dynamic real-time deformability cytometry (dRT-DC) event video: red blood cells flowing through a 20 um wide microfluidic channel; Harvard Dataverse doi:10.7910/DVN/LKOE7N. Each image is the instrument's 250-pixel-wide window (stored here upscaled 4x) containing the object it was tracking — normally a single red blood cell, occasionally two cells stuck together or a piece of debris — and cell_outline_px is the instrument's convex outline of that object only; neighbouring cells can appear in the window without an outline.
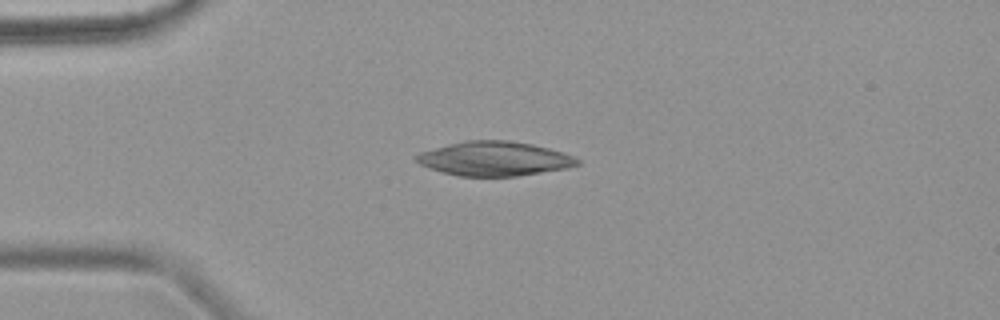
{"species": "common noctule bat (a hibernating species)", "species_latin": "Nyctalus noctula", "temperature_condition": "warm", "stored_images_in_passage": 5, "camera_frame_rate_fps": 3000, "um_per_image_px": 0.085, "animal": {"sex": "female", "body_mass_g": 18.4}, "frame": {"image": 1, "passage_image": 2, "time_ms": 1.0, "image_size_px": [1000, 320], "cell_outline_px": [[580, 164], [568, 168], [516, 176], [460, 176], [444, 172], [420, 164], [412, 156], [420, 152], [448, 144], [464, 140], [508, 140], [532, 144], [548, 148], [572, 156], [580, 160]], "centroid_in_image_um": [42.01, 13.48], "position_along_channel_um": 43.0, "area_um2": 31.96}}
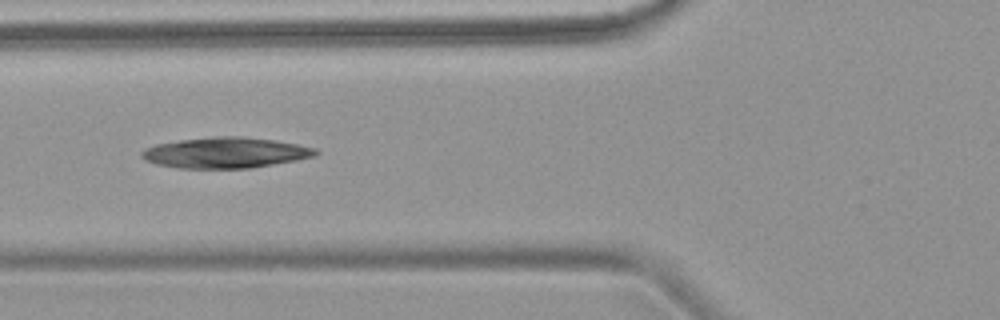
{"frame": {"image": 2, "passage_image": 4, "time_ms": 3.333, "image_size_px": [1000, 320], "cell_outline_px": [[320, 152], [316, 156], [296, 160], [252, 168], [176, 168], [156, 164], [144, 160], [140, 156], [140, 152], [144, 148], [156, 144], [180, 140], [212, 136], [240, 136], [276, 140], [316, 148]], "centroid_in_image_um": [19.15, 12.98], "position_along_channel_um": 106.7, "area_um2": 31.39}}
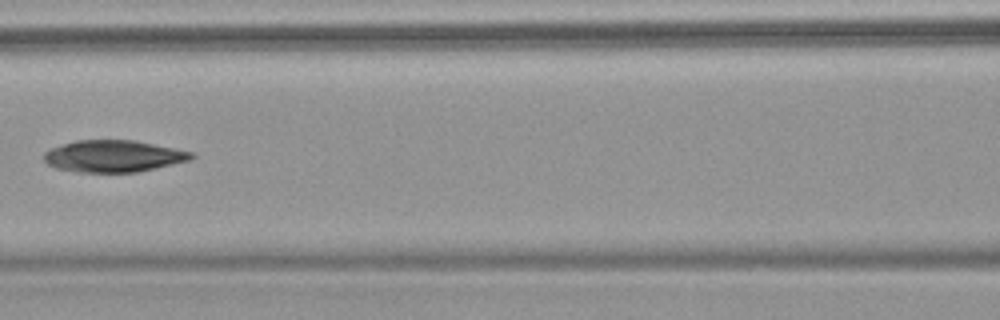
{"frame": {"image": 3, "passage_image": 5, "time_ms": 4.667, "image_size_px": [1000, 320], "cell_outline_px": [[196, 156], [188, 160], [136, 172], [76, 172], [56, 168], [48, 164], [44, 160], [44, 152], [52, 148], [76, 140], [136, 140], [192, 152]], "centroid_in_image_um": [9.61, 13.27], "position_along_channel_um": 157.0, "area_um2": 27.05}}